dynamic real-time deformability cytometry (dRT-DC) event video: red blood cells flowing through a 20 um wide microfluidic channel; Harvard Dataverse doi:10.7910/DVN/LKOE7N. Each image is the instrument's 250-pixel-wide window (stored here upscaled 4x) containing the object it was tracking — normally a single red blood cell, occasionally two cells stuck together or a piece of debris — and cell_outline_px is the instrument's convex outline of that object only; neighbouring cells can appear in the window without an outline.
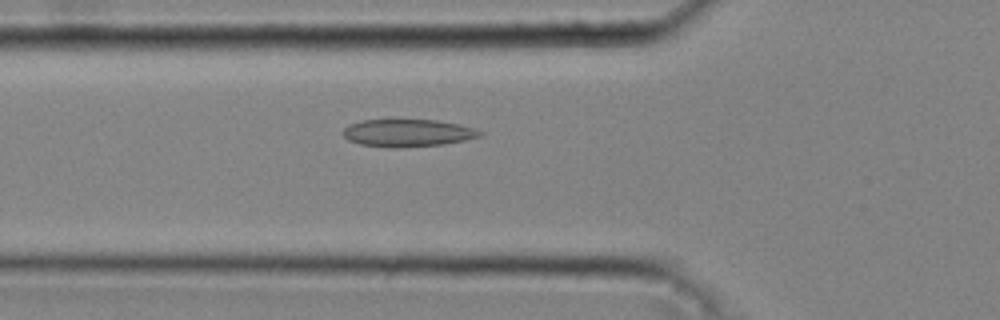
{"species": "common noctule bat (a hibernating species)", "species_latin": "Nyctalus noctula", "temperature_condition": "cold", "stored_images_in_passage": 40, "camera_frame_rate_fps": 3000, "um_per_image_px": 0.085, "animal": {"sex": "male", "body_mass_g": 20.4}, "frame": {"image": 1, "passage_image": 16, "time_ms": 5.0, "image_size_px": [1000, 320], "cell_outline_px": [[484, 136], [444, 144], [404, 148], [392, 148], [360, 144], [348, 140], [340, 132], [348, 124], [360, 120], [436, 120], [456, 124], [472, 128], [484, 132]], "centroid_in_image_um": [34.62, 11.31], "position_along_channel_um": 91.2, "area_um2": 22.08}}
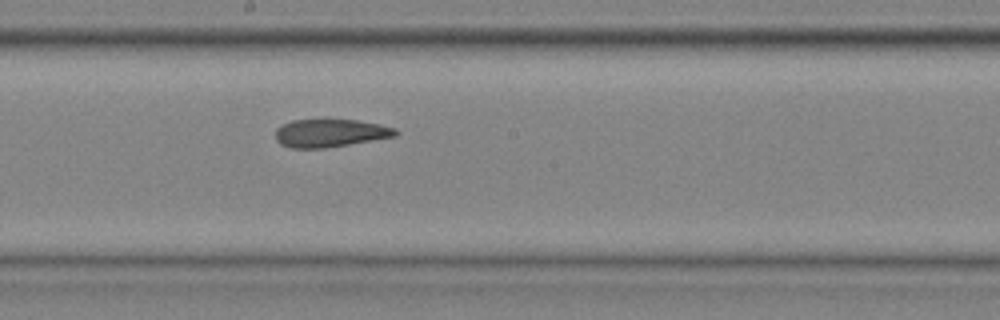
{"frame": {"image": 2, "passage_image": 25, "time_ms": 8.0, "image_size_px": [1000, 320], "cell_outline_px": [[400, 132], [396, 136], [324, 148], [292, 148], [280, 144], [276, 140], [276, 128], [292, 120], [324, 116], [356, 120], [380, 124], [396, 128]], "centroid_in_image_um": [28.05, 11.25], "position_along_channel_um": 220.1, "area_um2": 20.35}}
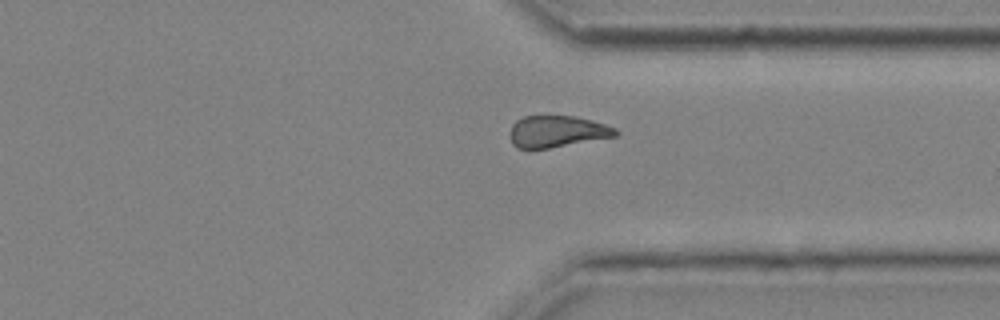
{"frame": {"image": 3, "passage_image": 35, "time_ms": 11.333, "image_size_px": [1000, 320], "cell_outline_px": [[620, 132], [616, 136], [548, 148], [516, 148], [512, 144], [508, 136], [512, 124], [516, 120], [524, 116], [576, 116], [592, 120], [616, 128]], "centroid_in_image_um": [47.32, 11.17], "position_along_channel_um": 364.1, "area_um2": 19.54}, "authors_computed_cell_mechanics": {"area_um2": 20.9814, "velocity_mm_per_s": 4.2906, "shape_relaxation_time_tau1_ms": null, "shape_relaxation_time_tau2_ms": 1.3331, "deformation_change_tau1": null, "deformation_change_tau2": 0.074}}